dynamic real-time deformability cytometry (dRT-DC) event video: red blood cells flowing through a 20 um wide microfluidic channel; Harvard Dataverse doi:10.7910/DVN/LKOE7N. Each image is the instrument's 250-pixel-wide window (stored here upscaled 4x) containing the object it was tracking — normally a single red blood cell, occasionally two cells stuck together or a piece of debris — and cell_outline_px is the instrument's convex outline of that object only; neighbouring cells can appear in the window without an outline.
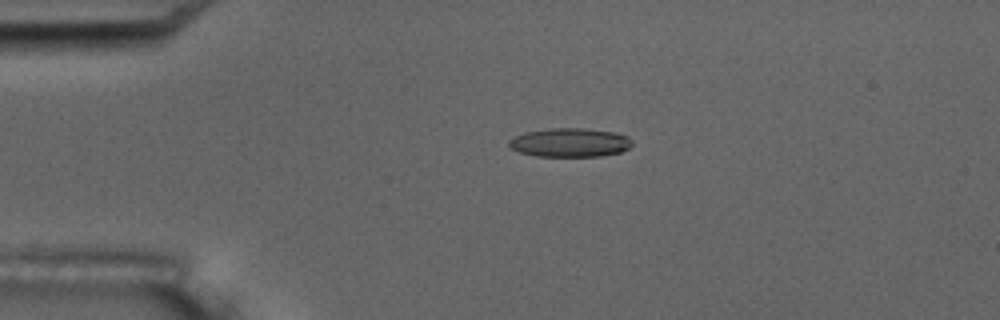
{"species": "common noctule bat (a hibernating species)", "species_latin": "Nyctalus noctula", "temperature_condition": "room temperature", "stored_images_in_passage": 4, "camera_frame_rate_fps": 3000, "um_per_image_px": 0.085, "animal": {"sex": "male", "body_mass_g": 17.5, "forearm_length_mm": 52.3}, "frame": {"image": 1, "passage_image": 3, "time_ms": 2.667, "image_size_px": [1000, 320], "cell_outline_px": [[632, 144], [628, 148], [620, 152], [600, 156], [536, 156], [520, 152], [508, 148], [508, 140], [524, 132], [548, 128], [584, 128], [612, 132], [628, 136], [632, 140]], "centroid_in_image_um": [48.41, 12.11], "position_along_channel_um": 36.6, "area_um2": 20.75}}